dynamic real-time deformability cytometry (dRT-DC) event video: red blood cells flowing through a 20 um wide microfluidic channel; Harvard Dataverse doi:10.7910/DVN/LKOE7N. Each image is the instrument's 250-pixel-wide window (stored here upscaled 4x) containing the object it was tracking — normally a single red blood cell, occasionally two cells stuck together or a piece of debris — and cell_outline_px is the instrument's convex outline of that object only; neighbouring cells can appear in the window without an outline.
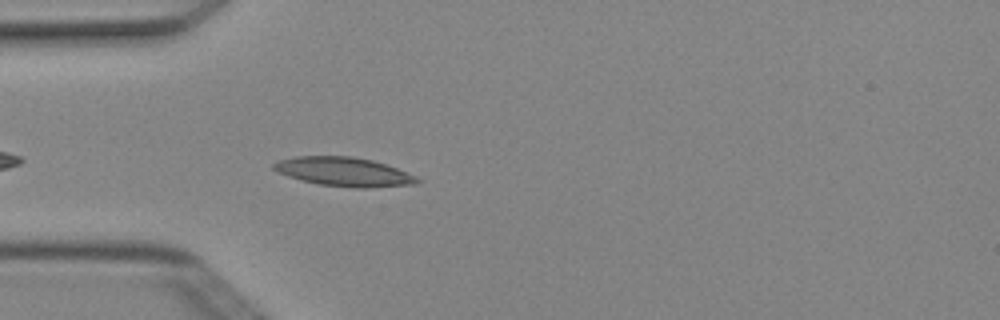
{"species": "Egyptian fruit bat (a non-hibernating species)", "species_latin": "Rousettus aegyptiacus", "temperature_condition": "cold", "stored_images_in_passage": 3, "camera_frame_rate_fps": 3000, "um_per_image_px": 0.085, "animal": {"sex": "female"}, "frame": {"image": 1, "passage_image": 3, "time_ms": 0.667, "image_size_px": [1000, 320], "cell_outline_px": [[424, 180], [416, 184], [368, 188], [352, 188], [320, 184], [288, 176], [276, 172], [272, 168], [272, 164], [280, 160], [296, 156], [352, 156], [372, 160], [396, 168], [416, 176]], "centroid_in_image_um": [29.25, 14.6], "position_along_channel_um": 55.7, "area_um2": 24.22}}